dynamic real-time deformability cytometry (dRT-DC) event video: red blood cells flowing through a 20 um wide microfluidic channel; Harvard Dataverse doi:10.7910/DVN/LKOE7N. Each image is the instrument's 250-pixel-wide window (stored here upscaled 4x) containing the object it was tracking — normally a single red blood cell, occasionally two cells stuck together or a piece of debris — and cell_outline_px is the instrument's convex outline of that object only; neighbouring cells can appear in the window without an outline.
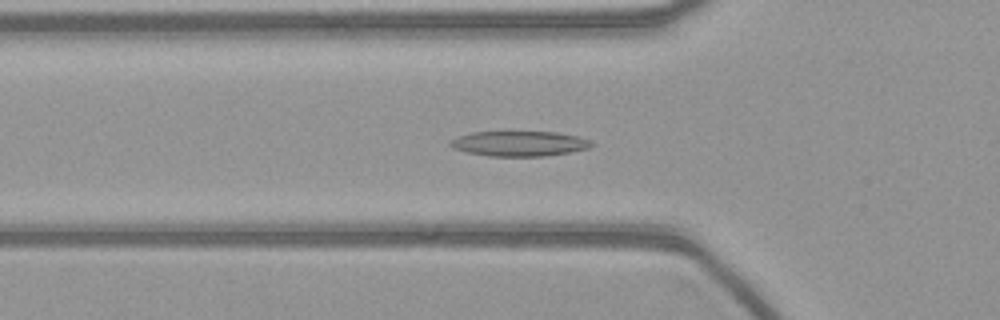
{"species": "common noctule bat (a hibernating species)", "species_latin": "Nyctalus noctula", "temperature_condition": "warm", "stored_images_in_passage": 48, "camera_frame_rate_fps": 3000, "um_per_image_px": 0.085, "animal": {"sex": "female", "body_mass_g": 21.9}, "frame": {"image": 1, "passage_image": 11, "time_ms": 3.333, "image_size_px": [1000, 320], "cell_outline_px": [[596, 144], [588, 148], [568, 152], [544, 156], [488, 156], [468, 152], [452, 148], [448, 144], [448, 140], [472, 132], [508, 128], [556, 132], [580, 136], [592, 140]], "centroid_in_image_um": [44.12, 12.14], "position_along_channel_um": 81.7, "area_um2": 21.96}}
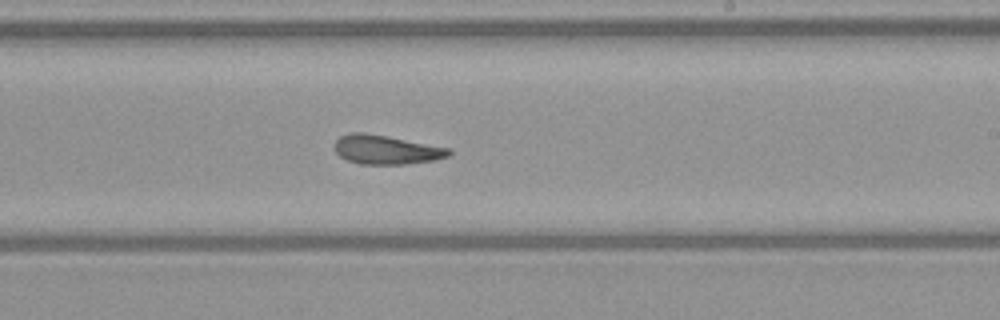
{"frame": {"image": 2, "passage_image": 25, "time_ms": 8.0, "image_size_px": [1000, 320], "cell_outline_px": [[452, 152], [448, 156], [436, 160], [404, 164], [360, 164], [348, 160], [340, 156], [332, 148], [336, 140], [340, 136], [348, 132], [364, 132], [452, 148]], "centroid_in_image_um": [32.81, 12.72], "position_along_channel_um": 256.2, "area_um2": 19.54}}
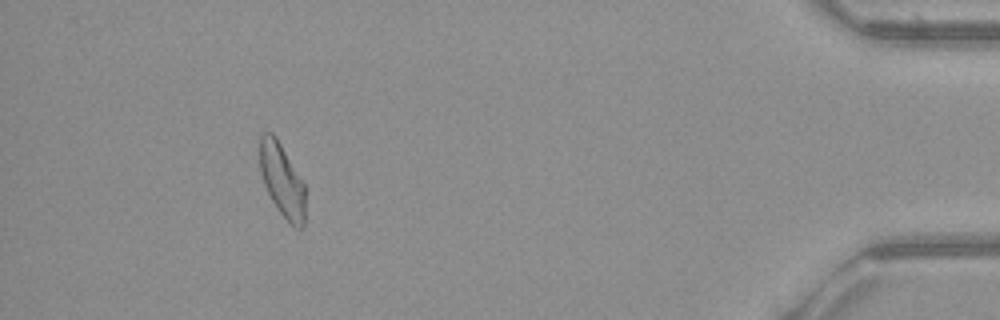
{"frame": {"image": 3, "passage_image": 43, "time_ms": 14.0, "image_size_px": [1000, 320], "cell_outline_px": [[304, 228], [296, 228], [280, 212], [272, 200], [264, 184], [260, 172], [260, 136], [264, 132], [272, 132], [276, 136], [304, 184]], "centroid_in_image_um": [23.96, 15.29], "position_along_channel_um": 411.2, "area_um2": 19.02}}